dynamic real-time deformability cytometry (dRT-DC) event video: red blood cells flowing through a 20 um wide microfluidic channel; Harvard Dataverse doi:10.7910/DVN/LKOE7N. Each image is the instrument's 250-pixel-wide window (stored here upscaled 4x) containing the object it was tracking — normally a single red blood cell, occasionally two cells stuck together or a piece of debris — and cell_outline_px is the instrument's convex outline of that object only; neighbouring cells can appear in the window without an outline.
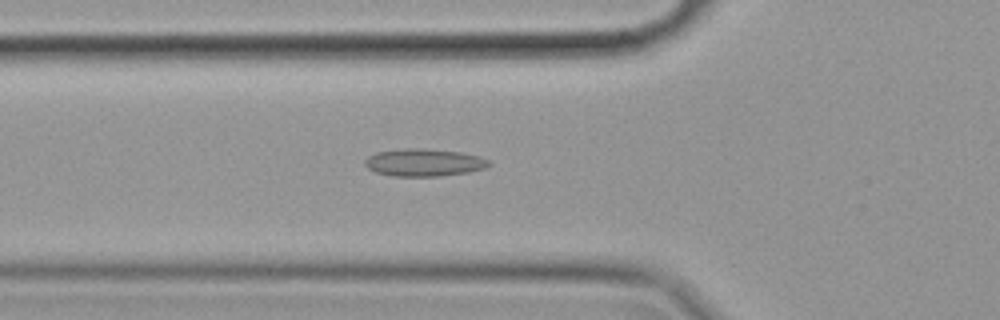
{"species": "common noctule bat (a hibernating species)", "species_latin": "Nyctalus noctula", "temperature_condition": "cold", "stored_images_in_passage": 53, "camera_frame_rate_fps": 3000, "um_per_image_px": 0.085, "animal": {"sex": "female", "body_mass_g": 19.9}, "frame": {"image": 1, "passage_image": 16, "time_ms": 5.0, "image_size_px": [1000, 320], "cell_outline_px": [[492, 164], [484, 168], [468, 172], [440, 176], [392, 176], [376, 172], [368, 168], [364, 164], [364, 160], [368, 156], [376, 152], [404, 148], [420, 148], [460, 152], [480, 156], [492, 160]], "centroid_in_image_um": [36.05, 13.81], "position_along_channel_um": 89.7, "area_um2": 20.0}}
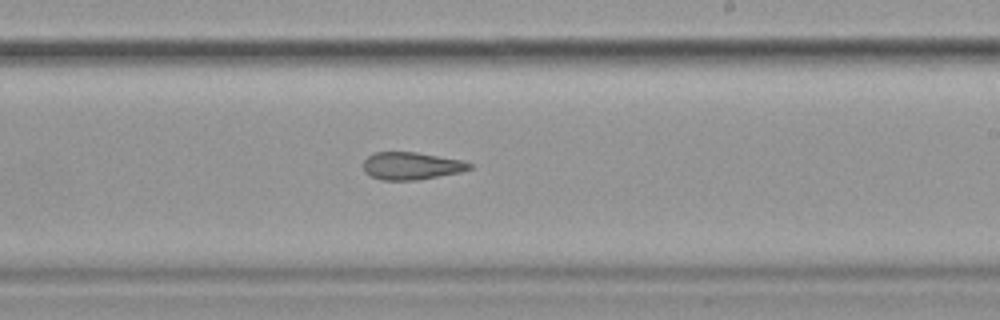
{"frame": {"image": 2, "passage_image": 30, "time_ms": 9.667, "image_size_px": [1000, 320], "cell_outline_px": [[472, 168], [460, 172], [416, 180], [384, 180], [372, 176], [364, 172], [364, 160], [368, 156], [376, 152], [416, 152], [464, 160], [472, 164]], "centroid_in_image_um": [34.99, 14.09], "position_along_channel_um": 254.0, "area_um2": 16.94}}
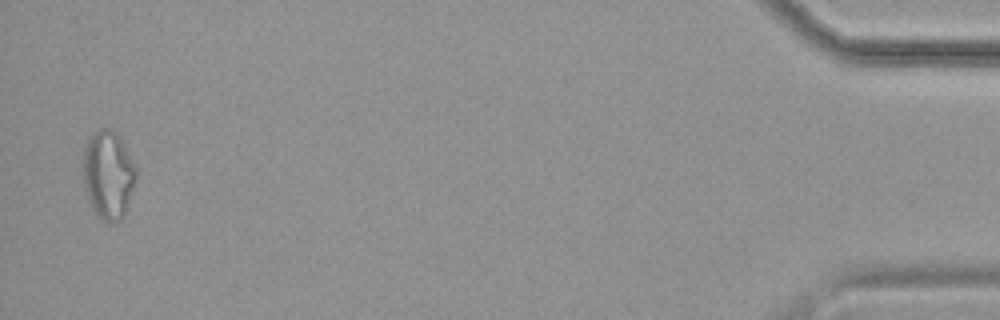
{"frame": {"image": 3, "passage_image": 52, "time_ms": 17.0, "image_size_px": [1000, 320], "cell_outline_px": [[136, 180], [124, 216], [120, 220], [104, 220], [92, 208], [88, 200], [84, 188], [84, 148], [88, 136], [92, 132], [100, 128], [112, 128], [116, 132], [136, 164]], "centroid_in_image_um": [9.21, 14.79], "position_along_channel_um": 426.0, "area_um2": 27.22}, "authors_computed_cell_mechanics": {"area_um2": 19.9988, "velocity_mm_per_s": 3.5218, "shape_relaxation_time_tau1_ms": null, "shape_relaxation_time_tau2_ms": 9.3296, "deformation_change_tau1": null, "deformation_change_tau2": 0.1872}}